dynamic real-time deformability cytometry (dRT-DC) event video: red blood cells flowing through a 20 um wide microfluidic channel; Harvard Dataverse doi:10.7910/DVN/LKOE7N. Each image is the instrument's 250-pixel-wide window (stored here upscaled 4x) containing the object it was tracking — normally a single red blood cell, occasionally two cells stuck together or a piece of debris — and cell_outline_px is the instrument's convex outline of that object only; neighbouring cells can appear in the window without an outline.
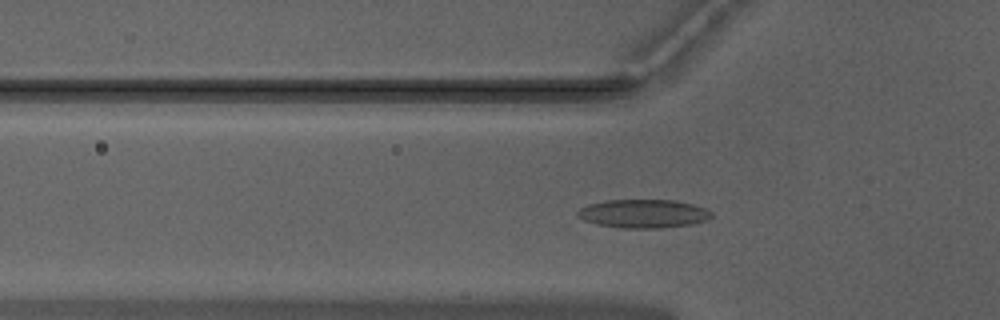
{"species": "Egyptian fruit bat (a non-hibernating species)", "species_latin": "Rousettus aegyptiacus", "temperature_condition": "warm", "stored_images_in_passage": 38, "camera_frame_rate_fps": 3000, "um_per_image_px": 0.085, "animal": {"sex": "male"}, "frame": {"image": 1, "passage_image": 8, "time_ms": 2.333, "image_size_px": [1000, 320], "cell_outline_px": [[712, 216], [708, 220], [692, 224], [660, 228], [620, 228], [596, 224], [584, 220], [576, 216], [576, 212], [580, 208], [588, 204], [608, 200], [672, 200], [692, 204], [704, 208], [712, 212]], "centroid_in_image_um": [54.67, 18.16], "position_along_channel_um": 71.1, "area_um2": 22.31}}
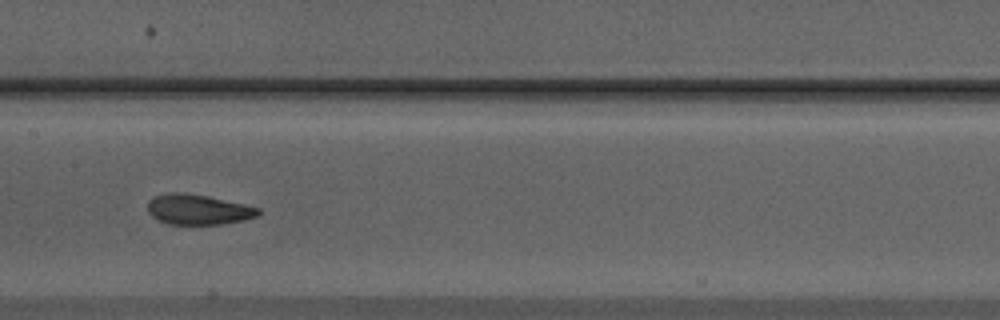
{"frame": {"image": 2, "passage_image": 17, "time_ms": 5.333, "image_size_px": [1000, 320], "cell_outline_px": [[260, 212], [256, 216], [244, 220], [220, 224], [168, 224], [156, 220], [148, 212], [148, 200], [156, 196], [176, 192], [184, 192], [208, 196], [244, 204], [260, 208]], "centroid_in_image_um": [16.82, 17.81], "position_along_channel_um": 190.6, "area_um2": 19.42}}
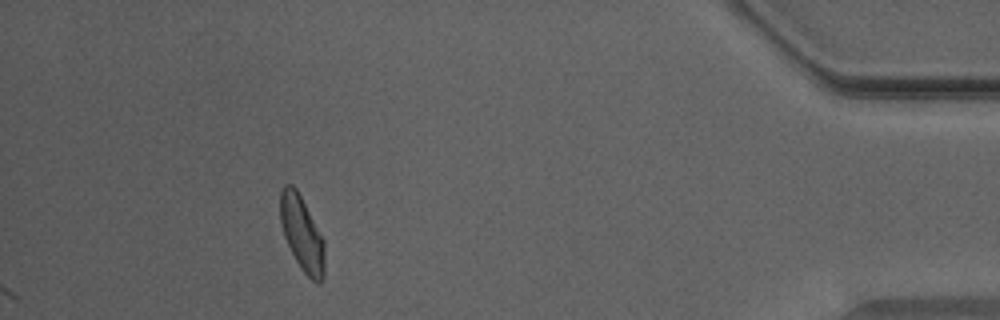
{"frame": {"image": 3, "passage_image": 38, "time_ms": 12.333, "image_size_px": [1000, 320], "cell_outline_px": [[324, 276], [320, 284], [316, 284], [300, 268], [284, 236], [280, 224], [280, 192], [284, 184], [292, 184], [296, 188], [324, 240]], "centroid_in_image_um": [25.66, 19.87], "position_along_channel_um": 409.5, "area_um2": 19.25}, "authors_computed_cell_mechanics": {"area_um2": 19.3052, "velocity_mm_per_s": 3.9608, "shape_relaxation_time_tau1_ms": 6.1591, "shape_relaxation_time_tau2_ms": 1.6903, "deformation_change_tau1": 0.1607, "deformation_change_tau2": 0.0743}}